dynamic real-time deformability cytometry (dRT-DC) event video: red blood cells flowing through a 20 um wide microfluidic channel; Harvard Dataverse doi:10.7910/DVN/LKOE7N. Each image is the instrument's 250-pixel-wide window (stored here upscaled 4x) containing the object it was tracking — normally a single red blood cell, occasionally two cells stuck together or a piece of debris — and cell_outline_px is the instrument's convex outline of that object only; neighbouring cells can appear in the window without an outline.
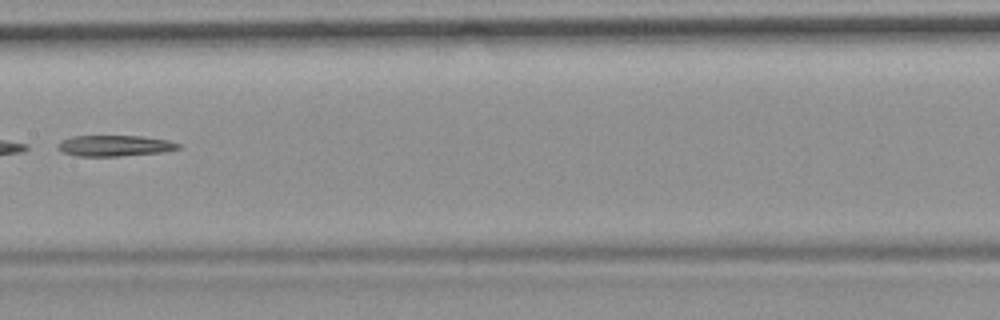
{"species": "common noctule bat (a hibernating species)", "species_latin": "Nyctalus noctula", "temperature_condition": "room temperature", "stored_images_in_passage": 8, "camera_frame_rate_fps": 3000, "um_per_image_px": 0.085, "animal": {"sex": "female", "body_mass_g": 19.9}, "frame": {"image": 1, "passage_image": 8, "time_ms": 9.0, "image_size_px": [1000, 320], "cell_outline_px": [[180, 148], [164, 152], [120, 156], [76, 156], [60, 152], [56, 148], [56, 144], [60, 140], [72, 136], [140, 136], [168, 140], [180, 144]], "centroid_in_image_um": [9.68, 12.39], "position_along_channel_um": 197.7, "area_um2": 14.91}}